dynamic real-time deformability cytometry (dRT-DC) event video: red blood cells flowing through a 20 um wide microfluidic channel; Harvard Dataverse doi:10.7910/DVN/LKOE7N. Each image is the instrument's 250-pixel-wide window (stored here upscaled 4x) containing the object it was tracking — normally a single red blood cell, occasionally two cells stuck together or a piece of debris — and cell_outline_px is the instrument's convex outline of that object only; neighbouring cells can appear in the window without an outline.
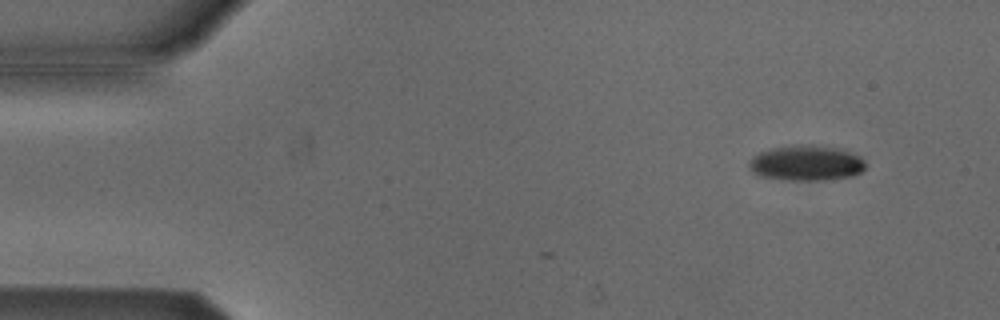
{"species": "Egyptian fruit bat (a non-hibernating species)", "species_latin": "Rousettus aegyptiacus", "temperature_condition": "cold", "stored_images_in_passage": 4, "camera_frame_rate_fps": 3000, "um_per_image_px": 0.085, "animal": {"sex": "male"}, "frame": {"image": 1, "passage_image": 1, "time_ms": 0.0, "image_size_px": [1000, 320], "cell_outline_px": [[868, 164], [860, 172], [852, 176], [824, 180], [788, 180], [760, 176], [752, 172], [748, 168], [748, 160], [752, 156], [760, 152], [772, 148], [796, 144], [812, 144], [840, 148], [860, 156]], "centroid_in_image_um": [68.52, 13.84], "position_along_channel_um": 16.5, "area_um2": 24.39}}